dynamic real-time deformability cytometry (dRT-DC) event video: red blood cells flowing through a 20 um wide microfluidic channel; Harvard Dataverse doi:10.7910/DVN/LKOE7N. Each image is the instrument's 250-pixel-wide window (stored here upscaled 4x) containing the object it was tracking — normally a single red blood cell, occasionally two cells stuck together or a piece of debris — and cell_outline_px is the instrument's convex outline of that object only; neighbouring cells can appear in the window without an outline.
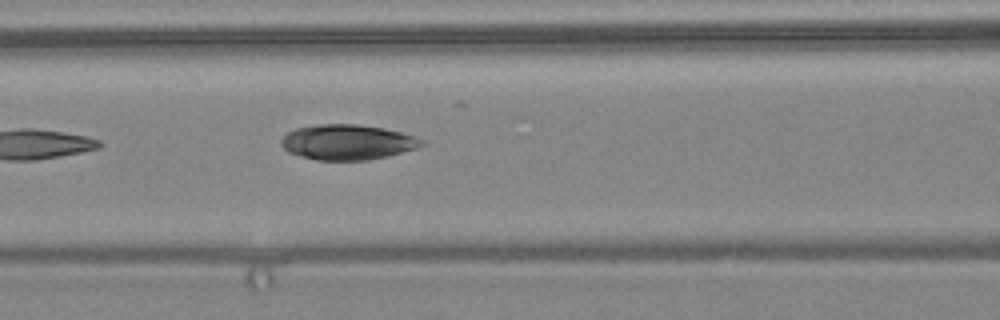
{"species": "common noctule bat (a hibernating species)", "species_latin": "Nyctalus noctula", "temperature_condition": "warm", "stored_images_in_passage": 5, "camera_frame_rate_fps": 3000, "um_per_image_px": 0.085, "animal": {"sex": "female", "body_mass_g": 24.6, "forearm_length_mm": 56.2}, "frame": {"image": 1, "passage_image": 5, "time_ms": 5.667, "image_size_px": [1000, 320], "cell_outline_px": [[428, 144], [420, 148], [388, 156], [368, 160], [316, 160], [300, 156], [288, 152], [280, 144], [280, 140], [288, 132], [296, 128], [320, 124], [356, 124], [384, 128], [416, 136], [424, 140]], "centroid_in_image_um": [29.59, 12.09], "position_along_channel_um": 137.0, "area_um2": 29.13}}